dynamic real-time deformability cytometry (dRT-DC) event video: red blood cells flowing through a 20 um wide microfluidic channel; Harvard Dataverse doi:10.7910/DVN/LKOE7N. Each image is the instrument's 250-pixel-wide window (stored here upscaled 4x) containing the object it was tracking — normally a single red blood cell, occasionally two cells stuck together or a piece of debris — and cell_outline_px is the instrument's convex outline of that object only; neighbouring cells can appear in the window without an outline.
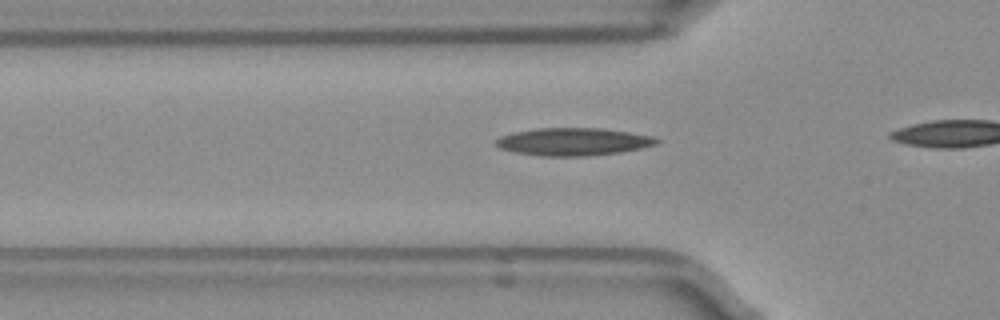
{"species": "Egyptian fruit bat (a non-hibernating species)", "species_latin": "Rousettus aegyptiacus", "temperature_condition": "room temperature", "stored_images_in_passage": 10, "camera_frame_rate_fps": 3000, "um_per_image_px": 0.085, "frame": {"image": 1, "passage_image": 5, "time_ms": 1.333, "image_size_px": [1000, 320], "cell_outline_px": [[660, 140], [656, 144], [640, 148], [620, 152], [584, 156], [540, 156], [516, 152], [500, 148], [496, 144], [496, 140], [500, 136], [512, 132], [536, 128], [604, 128], [652, 136]], "centroid_in_image_um": [48.7, 12.04], "position_along_channel_um": 77.1, "area_um2": 25.78}}